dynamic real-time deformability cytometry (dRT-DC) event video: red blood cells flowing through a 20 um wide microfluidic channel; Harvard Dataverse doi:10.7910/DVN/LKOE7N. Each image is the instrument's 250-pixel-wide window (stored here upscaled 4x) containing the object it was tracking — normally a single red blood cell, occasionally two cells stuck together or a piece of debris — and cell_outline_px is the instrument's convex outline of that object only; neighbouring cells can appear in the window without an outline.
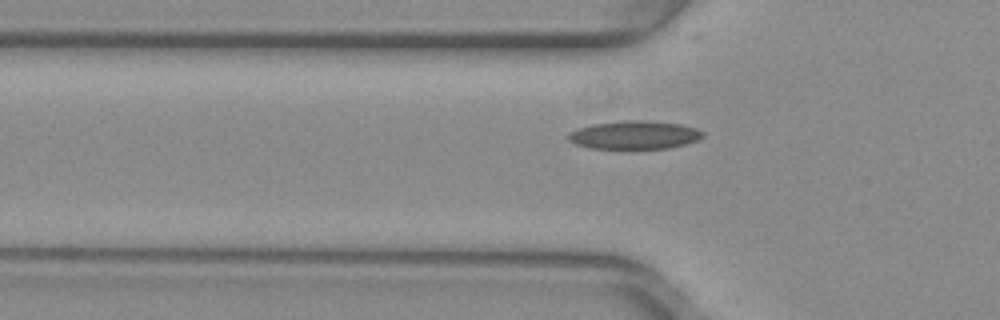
{"species": "common noctule bat (a hibernating species)", "species_latin": "Nyctalus noctula", "temperature_condition": "warm", "stored_images_in_passage": 37, "camera_frame_rate_fps": 3000, "um_per_image_px": 0.085, "animal": {"sex": "female", "body_mass_g": 29.2, "forearm_length_mm": 56.3}, "frame": {"image": 1, "passage_image": 2, "time_ms": 0.333, "image_size_px": [1000, 320], "cell_outline_px": [[704, 136], [696, 140], [684, 144], [668, 148], [588, 148], [576, 144], [568, 140], [568, 132], [576, 128], [592, 124], [624, 120], [644, 120], [684, 124], [696, 128], [704, 132]], "centroid_in_image_um": [53.91, 11.45], "position_along_channel_um": 71.9, "area_um2": 22.25}}
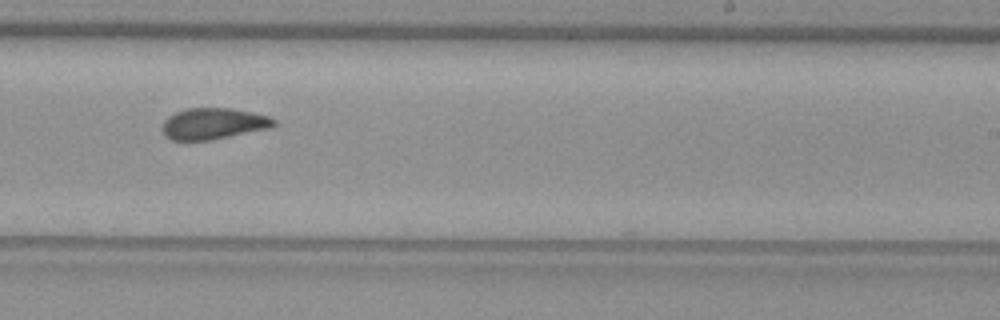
{"frame": {"image": 2, "passage_image": 17, "time_ms": 5.333, "image_size_px": [1000, 320], "cell_outline_px": [[276, 124], [272, 128], [212, 140], [172, 140], [164, 136], [164, 120], [168, 116], [176, 112], [188, 108], [232, 108], [252, 112], [268, 116], [276, 120]], "centroid_in_image_um": [18.18, 10.51], "position_along_channel_um": 270.8, "area_um2": 20.4}}
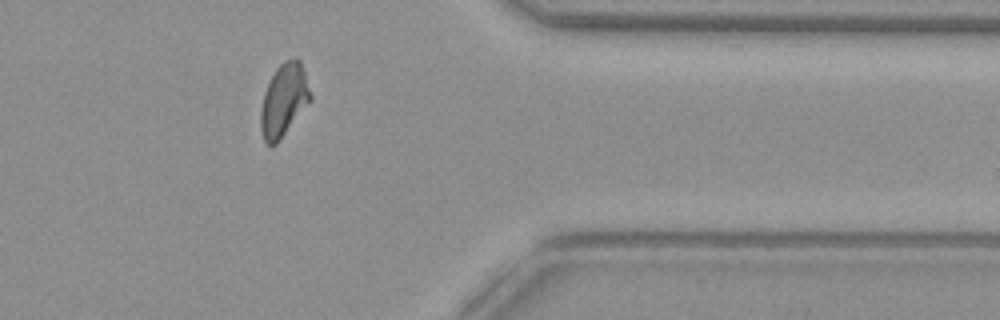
{"frame": {"image": 3, "passage_image": 27, "time_ms": 8.667, "image_size_px": [1000, 320], "cell_outline_px": [[312, 100], [280, 140], [276, 144], [268, 144], [264, 140], [260, 128], [260, 112], [264, 92], [276, 68], [284, 60], [296, 56], [300, 60], [312, 96]], "centroid_in_image_um": [24.14, 8.5], "position_along_channel_um": 387.3, "area_um2": 21.1}, "authors_computed_cell_mechanics": {"area_um2": 20.5768, "velocity_mm_per_s": 3.9781, "shape_relaxation_time_tau1_ms": null, "shape_relaxation_time_tau2_ms": 1.9648, "deformation_change_tau1": null, "deformation_change_tau2": 0.0666}}